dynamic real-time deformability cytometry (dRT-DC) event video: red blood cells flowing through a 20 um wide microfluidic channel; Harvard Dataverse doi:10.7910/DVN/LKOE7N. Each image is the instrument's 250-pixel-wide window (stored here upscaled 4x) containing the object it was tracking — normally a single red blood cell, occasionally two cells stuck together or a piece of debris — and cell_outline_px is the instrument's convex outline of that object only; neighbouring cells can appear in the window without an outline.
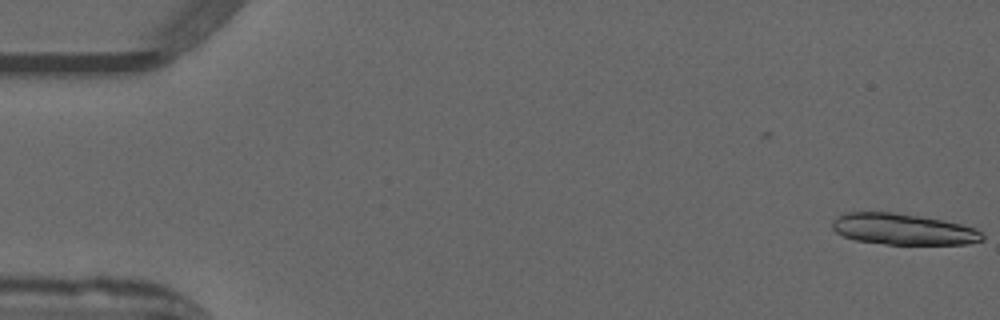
{"species": "common noctule bat (a hibernating species)", "species_latin": "Nyctalus noctula", "temperature_condition": "warm", "stored_images_in_passage": 2, "camera_frame_rate_fps": 3000, "um_per_image_px": 0.085, "animal": {"sex": "male", "forearm_length_mm": 52.5}, "frame": {"image": 1, "passage_image": 2, "time_ms": 0.333, "image_size_px": [1000, 320], "cell_outline_px": [[984, 240], [968, 244], [884, 244], [856, 240], [844, 236], [836, 232], [832, 228], [832, 220], [836, 216], [844, 212], [892, 212], [920, 216], [944, 220], [976, 228], [984, 236]], "centroid_in_image_um": [76.75, 19.48], "position_along_channel_um": 8.3, "area_um2": 27.34}}